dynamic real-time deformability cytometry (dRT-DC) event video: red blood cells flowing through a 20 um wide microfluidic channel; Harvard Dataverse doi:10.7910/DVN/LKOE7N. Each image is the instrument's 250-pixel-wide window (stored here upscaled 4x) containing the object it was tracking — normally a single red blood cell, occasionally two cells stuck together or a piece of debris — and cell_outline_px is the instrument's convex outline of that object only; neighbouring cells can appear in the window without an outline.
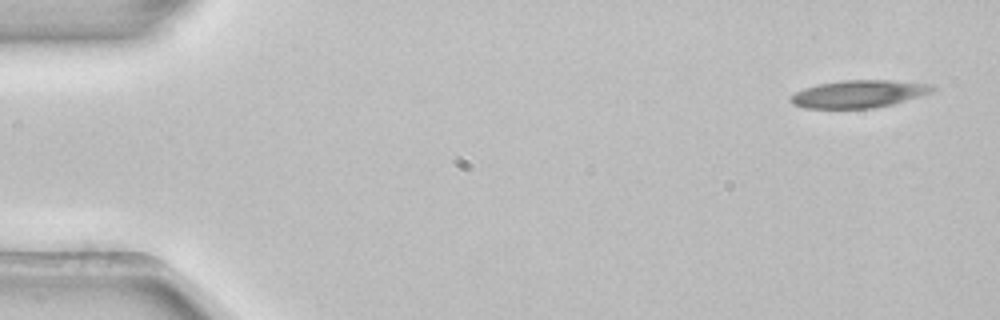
{"species": "common noctule bat (a hibernating species)", "species_latin": "Nyctalus noctula", "temperature_condition": "room temperature", "stored_images_in_passage": 4, "camera_frame_rate_fps": 3000, "um_per_image_px": 0.085, "animal": {"sex": "female", "body_mass_g": 22.7, "forearm_length_mm": 54.2}, "frame": {"image": 1, "passage_image": 1, "time_ms": 0.0, "image_size_px": [1000, 320], "cell_outline_px": [[940, 88], [932, 92], [892, 104], [872, 108], [804, 108], [792, 104], [788, 100], [788, 96], [804, 88], [820, 84], [840, 80], [892, 80], [932, 84]], "centroid_in_image_um": [72.99, 7.97], "position_along_channel_um": 12.0, "area_um2": 22.89}}
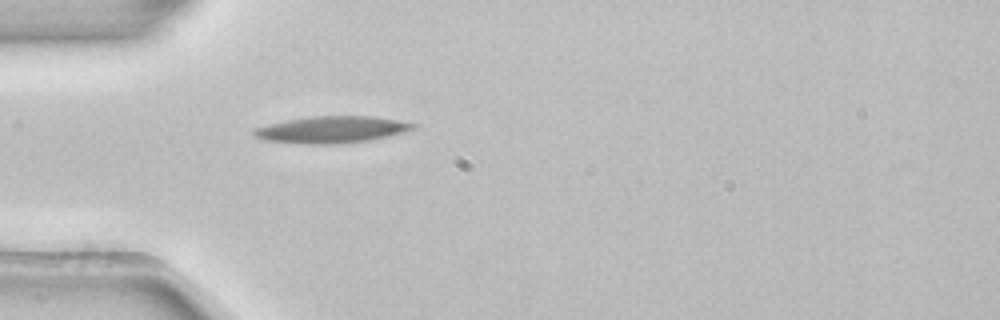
{"frame": {"image": 2, "passage_image": 4, "time_ms": 1.0, "image_size_px": [1000, 320], "cell_outline_px": [[420, 124], [416, 128], [404, 132], [388, 136], [368, 140], [336, 144], [300, 144], [264, 140], [256, 136], [252, 132], [252, 128], [288, 120], [312, 116], [376, 116]], "centroid_in_image_um": [28.22, 11.01], "position_along_channel_um": 56.8, "area_um2": 24.91}}